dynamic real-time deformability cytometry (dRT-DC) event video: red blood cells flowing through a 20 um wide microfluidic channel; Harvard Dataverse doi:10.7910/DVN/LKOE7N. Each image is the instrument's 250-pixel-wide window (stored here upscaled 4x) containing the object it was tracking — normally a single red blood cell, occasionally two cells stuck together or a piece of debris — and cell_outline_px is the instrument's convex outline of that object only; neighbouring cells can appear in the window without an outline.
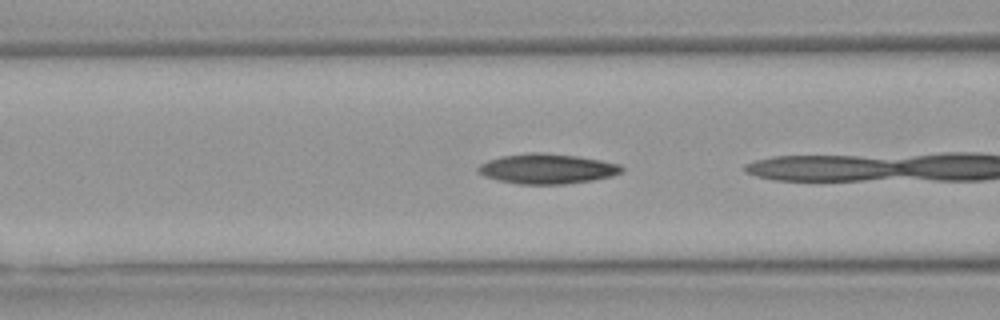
{"species": "Egyptian fruit bat (a non-hibernating species)", "species_latin": "Rousettus aegyptiacus", "temperature_condition": "warm", "stored_images_in_passage": 17, "camera_frame_rate_fps": 3000, "um_per_image_px": 0.085, "animal": {"sex": "female"}, "frame": {"image": 1, "passage_image": 16, "time_ms": 5.0, "image_size_px": [1000, 320], "cell_outline_px": [[624, 168], [620, 172], [612, 176], [592, 180], [564, 184], [520, 184], [496, 180], [484, 176], [476, 172], [476, 168], [480, 164], [488, 160], [500, 156], [532, 152], [540, 152], [576, 156], [600, 160], [620, 164]], "centroid_in_image_um": [46.45, 14.34], "position_along_channel_um": 120.1, "area_um2": 25.14}}